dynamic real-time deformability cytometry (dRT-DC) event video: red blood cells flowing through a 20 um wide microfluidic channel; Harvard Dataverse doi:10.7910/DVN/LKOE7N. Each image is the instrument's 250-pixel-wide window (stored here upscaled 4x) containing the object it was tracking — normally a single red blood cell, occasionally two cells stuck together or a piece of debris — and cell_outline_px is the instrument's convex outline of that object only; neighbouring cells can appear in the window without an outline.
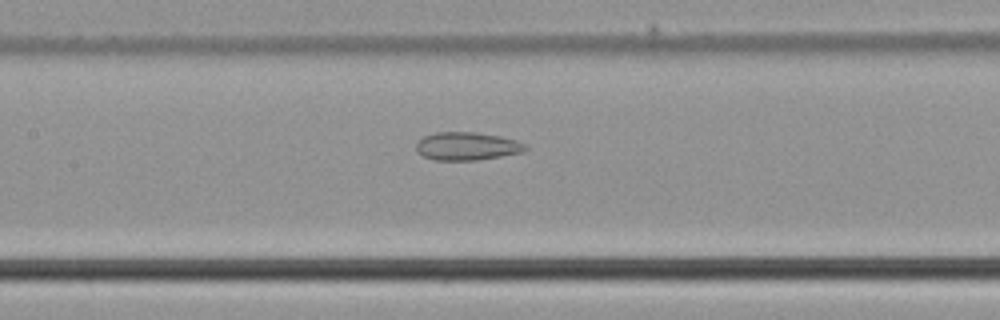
{"species": "common noctule bat (a hibernating species)", "species_latin": "Nyctalus noctula", "temperature_condition": "cold", "stored_images_in_passage": 17, "camera_frame_rate_fps": 3000, "um_per_image_px": 0.085, "animal": {"sex": "male", "body_mass_g": 21.5, "forearm_length_mm": 52.0}, "frame": {"image": 1, "passage_image": 15, "time_ms": 4.667, "image_size_px": [1000, 320], "cell_outline_px": [[528, 148], [524, 152], [476, 160], [436, 160], [424, 156], [416, 152], [416, 144], [424, 136], [436, 132], [476, 132], [500, 136], [516, 140], [528, 144]], "centroid_in_image_um": [39.72, 12.42], "position_along_channel_um": 167.7, "area_um2": 17.92}}